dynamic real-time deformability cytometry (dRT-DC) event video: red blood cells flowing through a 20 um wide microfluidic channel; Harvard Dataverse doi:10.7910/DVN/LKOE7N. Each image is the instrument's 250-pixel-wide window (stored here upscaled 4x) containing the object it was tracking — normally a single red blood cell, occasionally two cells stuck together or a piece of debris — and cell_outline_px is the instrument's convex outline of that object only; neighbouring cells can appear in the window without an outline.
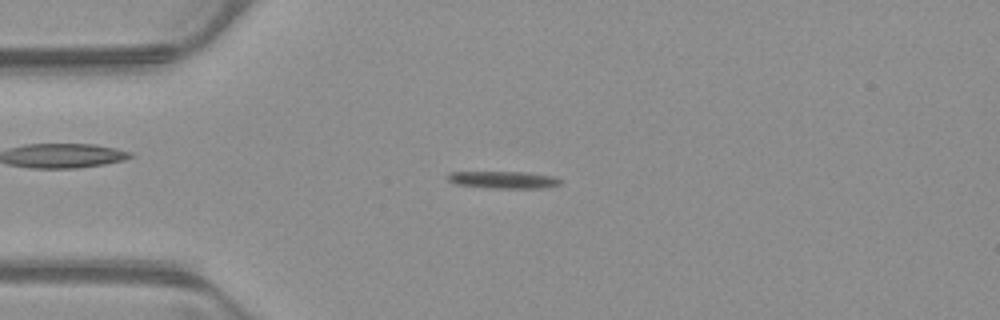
{"species": "common noctule bat (a hibernating species)", "species_latin": "Nyctalus noctula", "temperature_condition": "warm", "stored_images_in_passage": 54, "camera_frame_rate_fps": 3000, "um_per_image_px": 0.085, "animal": {"sex": "male", "body_mass_g": 23.1, "forearm_length_mm": 52.7}, "frame": {"image": 1, "passage_image": 13, "time_ms": 4.0, "image_size_px": [1000, 320], "cell_outline_px": [[560, 184], [544, 188], [492, 188], [456, 184], [448, 180], [448, 172], [524, 172], [556, 176], [560, 180]], "centroid_in_image_um": [42.81, 15.28], "position_along_channel_um": 42.2, "area_um2": 11.21}}
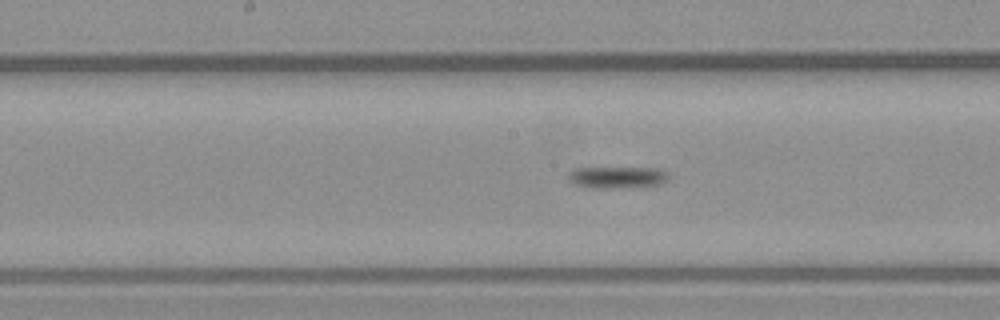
{"frame": {"image": 2, "passage_image": 27, "time_ms": 8.667, "image_size_px": [1000, 320], "cell_outline_px": [[668, 180], [660, 184], [644, 188], [588, 188], [576, 184], [568, 180], [568, 172], [572, 168], [656, 168], [668, 172]], "centroid_in_image_um": [52.48, 15.09], "position_along_channel_um": 195.7, "area_um2": 13.12}}
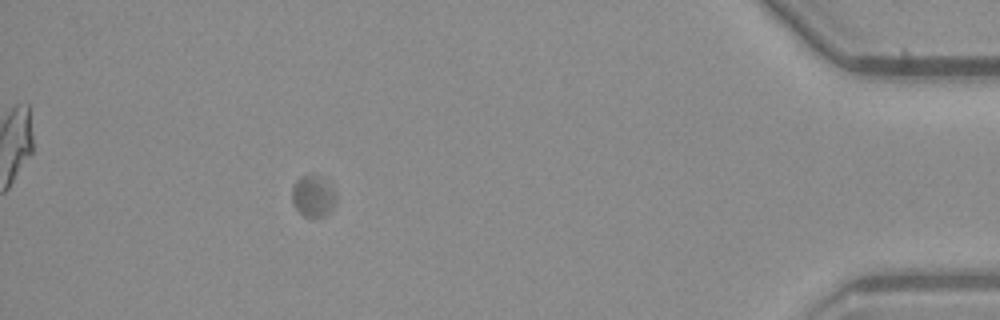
{"frame": {"image": 3, "passage_image": 49, "time_ms": 16.0, "image_size_px": [1000, 320], "cell_outline_px": [[336, 204], [324, 216], [304, 216], [296, 208], [292, 200], [292, 188], [296, 180], [300, 176], [316, 172], [324, 176], [336, 192]], "centroid_in_image_um": [26.64, 16.59], "position_along_channel_um": 408.6, "area_um2": 10.98}, "authors_computed_cell_mechanics": {"area_um2": 11.1554, "velocity_mm_per_s": 3.7389, "shape_relaxation_time_tau1_ms": 3.2146, "shape_relaxation_time_tau2_ms": null, "deformation_change_tau1": 0.1455, "deformation_change_tau2": null}}